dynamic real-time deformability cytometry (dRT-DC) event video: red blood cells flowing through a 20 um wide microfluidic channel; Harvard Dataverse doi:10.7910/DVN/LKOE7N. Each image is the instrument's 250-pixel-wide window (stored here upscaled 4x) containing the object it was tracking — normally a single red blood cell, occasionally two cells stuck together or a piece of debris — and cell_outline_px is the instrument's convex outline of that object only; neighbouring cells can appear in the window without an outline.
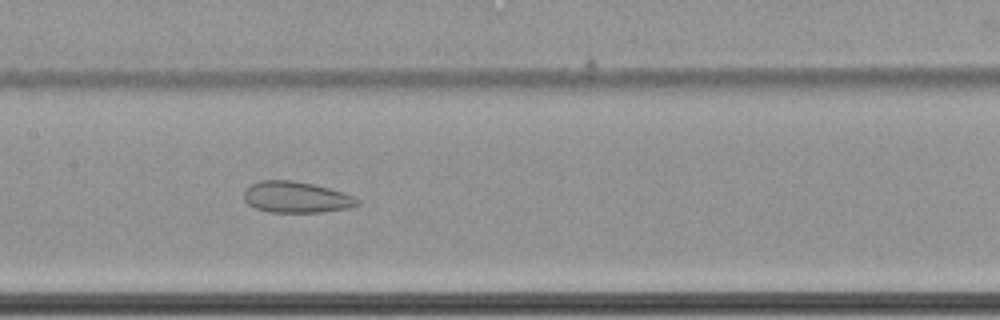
{"species": "common noctule bat (a hibernating species)", "species_latin": "Nyctalus noctula", "temperature_condition": "cold", "stored_images_in_passage": 58, "camera_frame_rate_fps": 3000, "um_per_image_px": 0.085, "animal": {"sex": "female", "body_mass_g": 22.7, "forearm_length_mm": 54.2}, "frame": {"image": 1, "passage_image": 29, "time_ms": 9.333, "image_size_px": [1000, 320], "cell_outline_px": [[360, 204], [348, 208], [324, 212], [268, 212], [256, 208], [248, 204], [244, 200], [244, 192], [252, 184], [260, 180], [292, 180], [312, 184], [328, 188], [352, 196], [360, 200]], "centroid_in_image_um": [25.17, 16.77], "position_along_channel_um": 182.2, "area_um2": 20.46}}
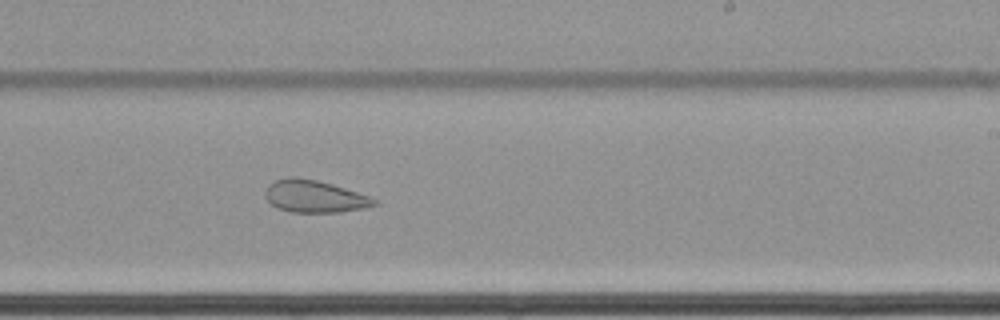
{"frame": {"image": 2, "passage_image": 36, "time_ms": 11.667, "image_size_px": [1000, 320], "cell_outline_px": [[380, 204], [364, 208], [340, 212], [292, 212], [276, 208], [264, 196], [264, 192], [268, 184], [276, 180], [288, 176], [296, 176], [316, 180], [332, 184], [372, 196], [380, 200]], "centroid_in_image_um": [26.77, 16.69], "position_along_channel_um": 262.2, "area_um2": 20.87}}
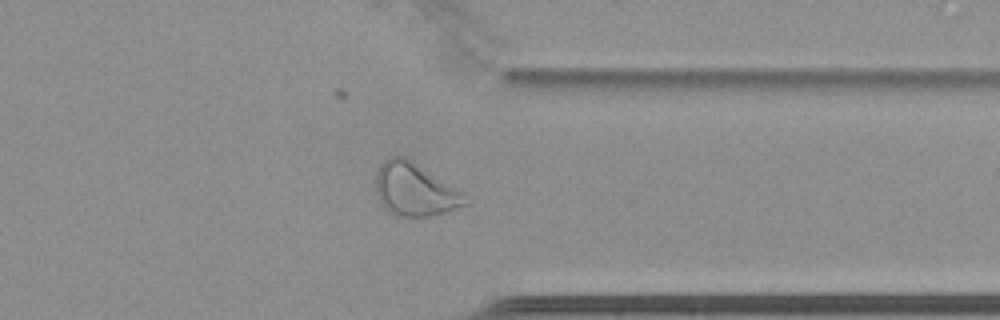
{"frame": {"image": 3, "passage_image": 46, "time_ms": 15.0, "image_size_px": [1000, 320], "cell_outline_px": [[468, 204], [432, 216], [412, 220], [396, 216], [388, 212], [384, 208], [376, 192], [376, 168], [388, 156], [404, 156], [456, 188]], "centroid_in_image_um": [35.17, 16.15], "position_along_channel_um": 376.2, "area_um2": 27.63}, "authors_computed_cell_mechanics": {"area_um2": 29.4202, "velocity_mm_per_s": 3.4427, "shape_relaxation_time_tau1_ms": null, "shape_relaxation_time_tau2_ms": 2.5022, "deformation_change_tau1": null, "deformation_change_tau2": 0.0932}}